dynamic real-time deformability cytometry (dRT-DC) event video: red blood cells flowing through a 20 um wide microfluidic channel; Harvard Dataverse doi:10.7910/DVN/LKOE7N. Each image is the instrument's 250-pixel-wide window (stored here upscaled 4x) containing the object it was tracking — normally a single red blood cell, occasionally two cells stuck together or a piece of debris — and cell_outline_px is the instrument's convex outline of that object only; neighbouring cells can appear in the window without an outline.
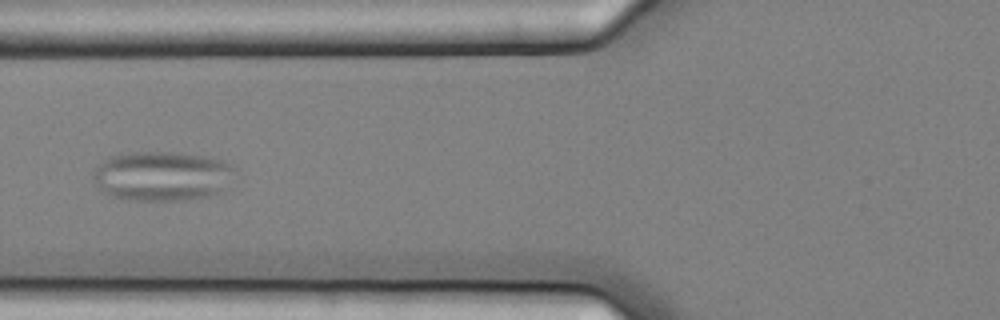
{"species": "common noctule bat (a hibernating species)", "species_latin": "Nyctalus noctula", "temperature_condition": "cold", "stored_images_in_passage": 15, "camera_frame_rate_fps": 3000, "um_per_image_px": 0.085, "animal": {"sex": "female", "body_mass_g": 25.1}, "frame": {"image": 1, "passage_image": 5, "time_ms": 1.333, "image_size_px": [1000, 320], "cell_outline_px": [[236, 168], [224, 192], [208, 196], [184, 200], [128, 200], [112, 196], [104, 192], [100, 188], [92, 176], [92, 172], [108, 156], [128, 152], [180, 152], [212, 156], [224, 160], [232, 164]], "centroid_in_image_um": [13.83, 14.94], "position_along_channel_um": 112.0, "area_um2": 41.62}}
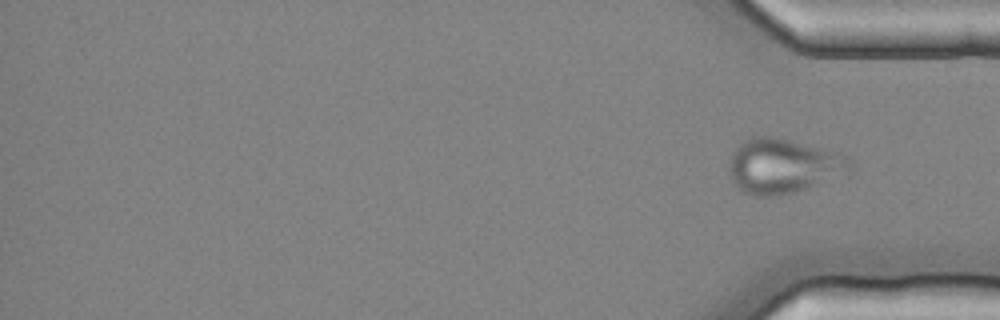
{"frame": {"image": 2, "passage_image": 15, "time_ms": 4.667, "image_size_px": [1000, 320], "cell_outline_px": [[852, 172], [796, 192], [772, 196], [756, 196], [744, 192], [732, 180], [732, 152], [740, 144], [752, 136], [772, 136], [788, 140], [848, 156], [852, 160]], "centroid_in_image_um": [66.62, 14.12], "position_along_channel_um": 368.6, "area_um2": 37.86}}